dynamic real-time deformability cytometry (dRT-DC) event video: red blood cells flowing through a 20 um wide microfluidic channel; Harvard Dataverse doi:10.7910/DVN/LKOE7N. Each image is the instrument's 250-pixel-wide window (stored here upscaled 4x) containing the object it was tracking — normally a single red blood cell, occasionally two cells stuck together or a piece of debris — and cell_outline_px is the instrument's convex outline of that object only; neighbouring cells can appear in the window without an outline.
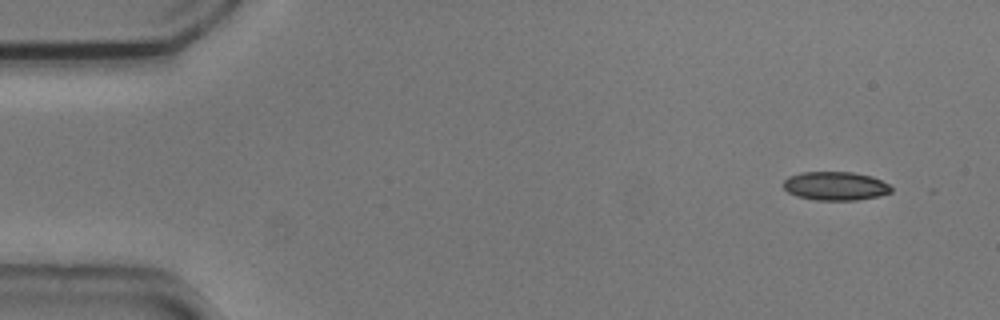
{"species": "common noctule bat (a hibernating species)", "species_latin": "Nyctalus noctula", "temperature_condition": "cold", "stored_images_in_passage": 6, "camera_frame_rate_fps": 3000, "um_per_image_px": 0.085, "animal": {"sex": "male", "body_mass_g": 20.5, "forearm_length_mm": 52.5}, "frame": {"image": 1, "passage_image": 1, "time_ms": 0.0, "image_size_px": [1000, 320], "cell_outline_px": [[892, 192], [880, 196], [856, 200], [816, 200], [796, 196], [788, 192], [784, 188], [784, 180], [788, 176], [800, 172], [852, 172], [872, 176], [888, 184], [892, 188]], "centroid_in_image_um": [71.01, 15.81], "position_along_channel_um": 14.0, "area_um2": 18.09}}
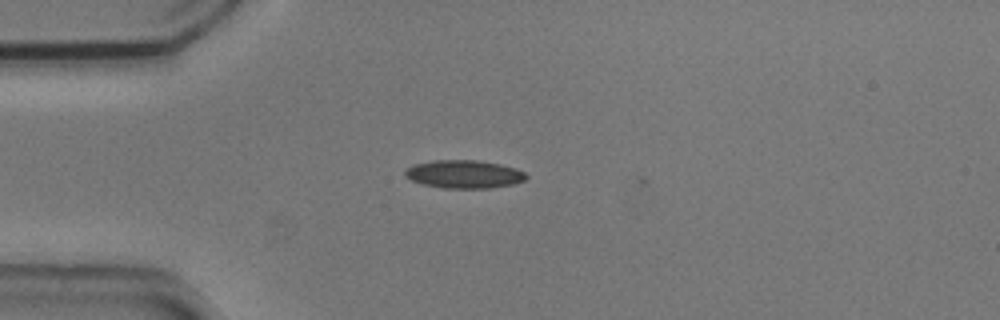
{"frame": {"image": 2, "passage_image": 4, "time_ms": 1.0, "image_size_px": [1000, 320], "cell_outline_px": [[528, 176], [524, 180], [512, 184], [492, 188], [444, 188], [424, 184], [412, 180], [404, 176], [404, 168], [412, 164], [432, 160], [476, 160], [500, 164], [516, 168], [524, 172]], "centroid_in_image_um": [39.41, 14.79], "position_along_channel_um": 45.6, "area_um2": 19.94}}
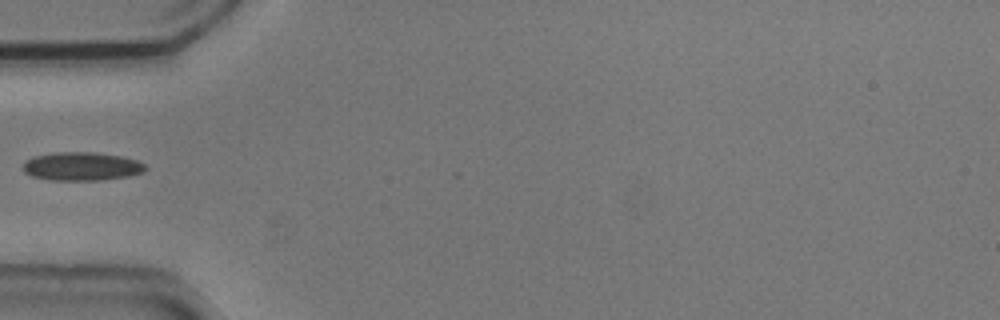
{"frame": {"image": 3, "passage_image": 5, "time_ms": 1.333, "image_size_px": [1000, 320], "cell_outline_px": [[148, 168], [144, 172], [128, 176], [100, 180], [52, 180], [32, 176], [24, 172], [24, 160], [36, 156], [60, 152], [92, 152], [120, 156], [136, 160], [144, 164]], "centroid_in_image_um": [6.96, 14.14], "position_along_channel_um": 78.0, "area_um2": 20.11}}